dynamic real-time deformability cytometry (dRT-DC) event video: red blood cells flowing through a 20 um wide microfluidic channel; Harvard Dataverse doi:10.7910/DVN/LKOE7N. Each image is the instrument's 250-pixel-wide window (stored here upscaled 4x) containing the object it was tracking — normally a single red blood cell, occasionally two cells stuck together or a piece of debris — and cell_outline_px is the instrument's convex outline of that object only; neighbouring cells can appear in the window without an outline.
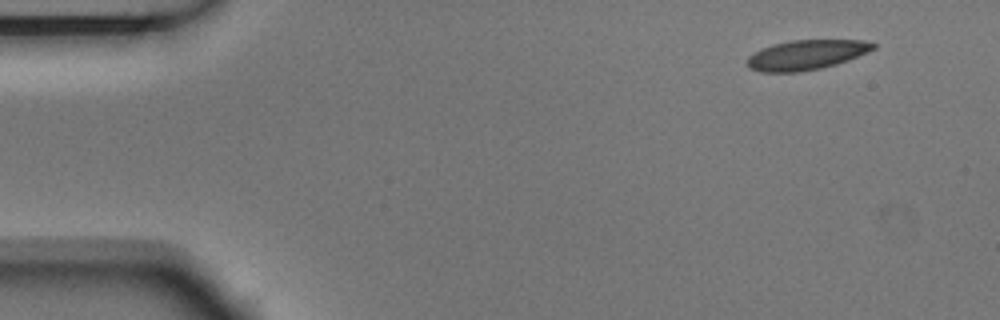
{"species": "Egyptian fruit bat (a non-hibernating species)", "species_latin": "Rousettus aegyptiacus", "temperature_condition": "room temperature", "stored_images_in_passage": 4, "camera_frame_rate_fps": 3000, "um_per_image_px": 0.085, "animal": {"sex": "male"}, "frame": {"image": 1, "passage_image": 1, "time_ms": 0.0, "image_size_px": [1000, 320], "cell_outline_px": [[876, 48], [868, 52], [848, 60], [836, 64], [820, 68], [800, 72], [760, 72], [748, 68], [744, 64], [744, 60], [748, 56], [772, 44], [792, 40], [860, 40], [876, 44]], "centroid_in_image_um": [68.49, 4.67], "position_along_channel_um": 16.5, "area_um2": 21.96}}
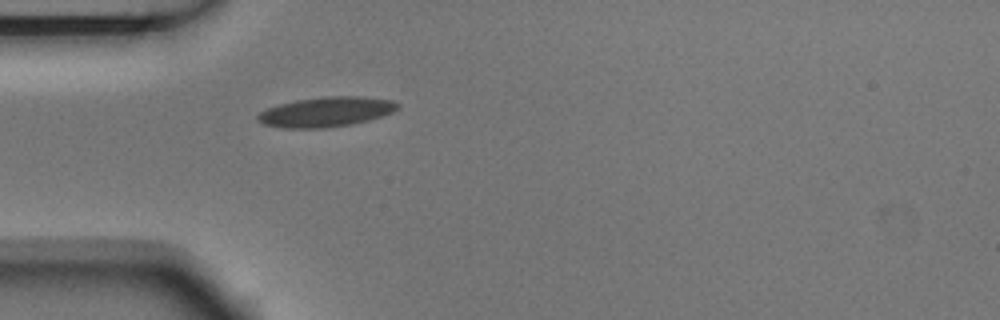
{"frame": {"image": 2, "passage_image": 4, "time_ms": 1.0, "image_size_px": [1000, 320], "cell_outline_px": [[400, 104], [392, 112], [368, 120], [352, 124], [324, 128], [280, 128], [264, 124], [256, 120], [256, 116], [260, 112], [268, 108], [280, 104], [296, 100], [324, 96], [364, 96], [392, 100]], "centroid_in_image_um": [27.69, 9.51], "position_along_channel_um": 57.3, "area_um2": 24.33}}